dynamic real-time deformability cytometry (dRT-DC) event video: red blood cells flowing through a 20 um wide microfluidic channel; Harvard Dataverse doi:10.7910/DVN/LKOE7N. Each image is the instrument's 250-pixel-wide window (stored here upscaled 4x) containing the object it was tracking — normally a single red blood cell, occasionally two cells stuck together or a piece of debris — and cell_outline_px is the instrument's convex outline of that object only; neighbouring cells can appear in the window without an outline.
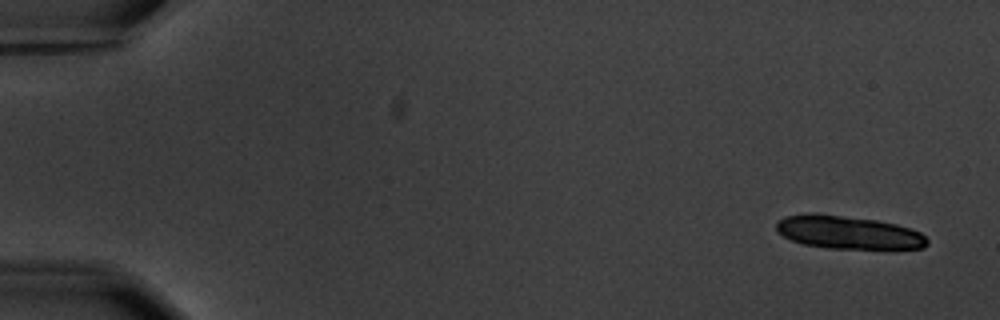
{"species": "common noctule bat (a hibernating species)", "species_latin": "Nyctalus noctula", "temperature_condition": "warm", "stored_images_in_passage": 6, "camera_frame_rate_fps": 3000, "um_per_image_px": 0.085, "animal": {"sex": "male", "body_mass_g": 20.1, "forearm_length_mm": 53.5}, "frame": {"image": 1, "passage_image": 1, "time_ms": 0.0, "image_size_px": [1000, 320], "cell_outline_px": [[928, 244], [924, 248], [892, 252], [828, 248], [804, 244], [792, 240], [776, 232], [776, 220], [784, 216], [808, 212], [812, 212], [876, 220], [896, 224], [920, 232], [928, 240]], "centroid_in_image_um": [72.16, 19.8], "position_along_channel_um": 12.8, "area_um2": 30.46}}